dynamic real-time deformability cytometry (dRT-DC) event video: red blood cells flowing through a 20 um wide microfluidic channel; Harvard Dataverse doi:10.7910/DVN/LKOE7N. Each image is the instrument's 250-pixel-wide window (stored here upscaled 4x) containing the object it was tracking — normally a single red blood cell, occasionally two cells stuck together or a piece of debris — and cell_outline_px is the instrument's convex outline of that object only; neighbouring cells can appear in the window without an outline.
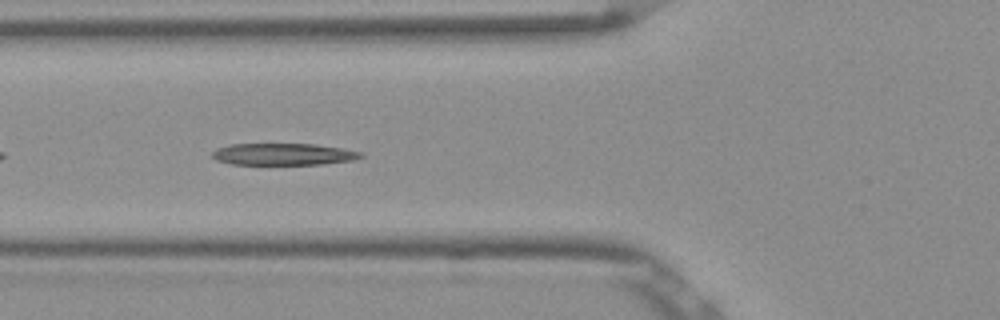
{"species": "Egyptian fruit bat (a non-hibernating species)", "species_latin": "Rousettus aegyptiacus", "temperature_condition": "room temperature", "stored_images_in_passage": 38, "camera_frame_rate_fps": 3000, "um_per_image_px": 0.085, "frame": {"image": 1, "passage_image": 5, "time_ms": 1.333, "image_size_px": [1000, 320], "cell_outline_px": [[364, 156], [352, 160], [320, 164], [232, 164], [216, 160], [212, 156], [212, 152], [216, 148], [232, 144], [316, 144], [364, 152]], "centroid_in_image_um": [24.08, 13.1], "position_along_channel_um": 101.7, "area_um2": 18.79}}
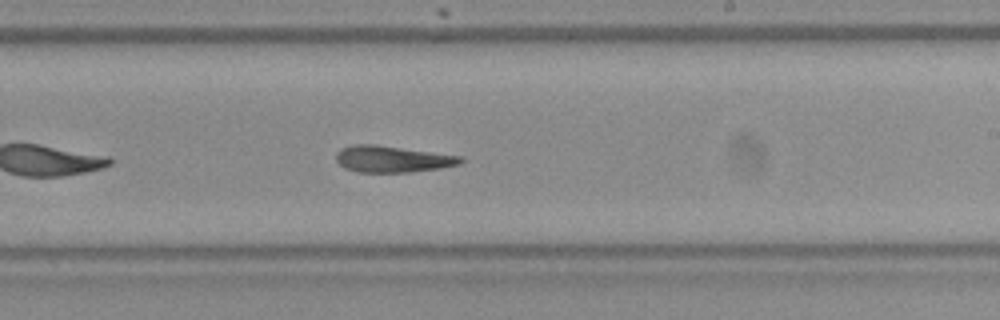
{"frame": {"image": 2, "passage_image": 17, "time_ms": 5.333, "image_size_px": [1000, 320], "cell_outline_px": [[464, 160], [460, 164], [440, 168], [408, 172], [356, 172], [344, 168], [336, 160], [336, 152], [340, 148], [352, 144], [376, 144], [460, 156]], "centroid_in_image_um": [33.29, 13.51], "position_along_channel_um": 255.7, "area_um2": 19.25}}
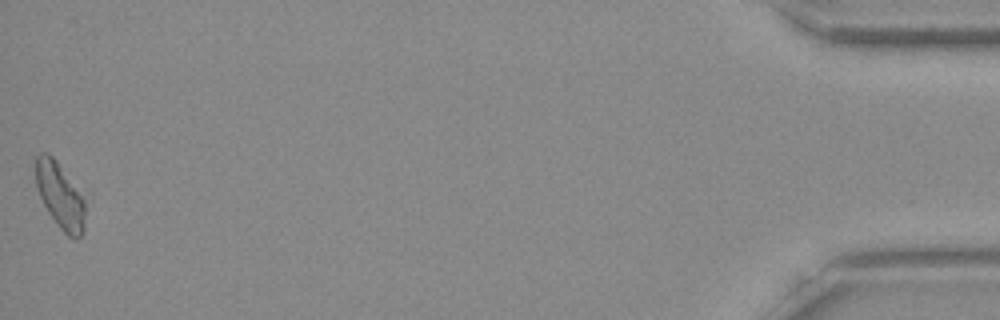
{"frame": {"image": 3, "passage_image": 38, "time_ms": 12.333, "image_size_px": [1000, 320], "cell_outline_px": [[88, 192], [84, 228], [80, 236], [76, 240], [68, 236], [60, 228], [48, 212], [36, 188], [36, 156], [40, 152], [48, 152]], "centroid_in_image_um": [5.21, 16.58], "position_along_channel_um": 430.0, "area_um2": 20.29}, "authors_computed_cell_mechanics": {"area_um2": 19.7676, "velocity_mm_per_s": 3.8402, "shape_relaxation_time_tau1_ms": 6.8393, "shape_relaxation_time_tau2_ms": 8.1375, "deformation_change_tau1": 0.2453, "deformation_change_tau2": 0.1998}}